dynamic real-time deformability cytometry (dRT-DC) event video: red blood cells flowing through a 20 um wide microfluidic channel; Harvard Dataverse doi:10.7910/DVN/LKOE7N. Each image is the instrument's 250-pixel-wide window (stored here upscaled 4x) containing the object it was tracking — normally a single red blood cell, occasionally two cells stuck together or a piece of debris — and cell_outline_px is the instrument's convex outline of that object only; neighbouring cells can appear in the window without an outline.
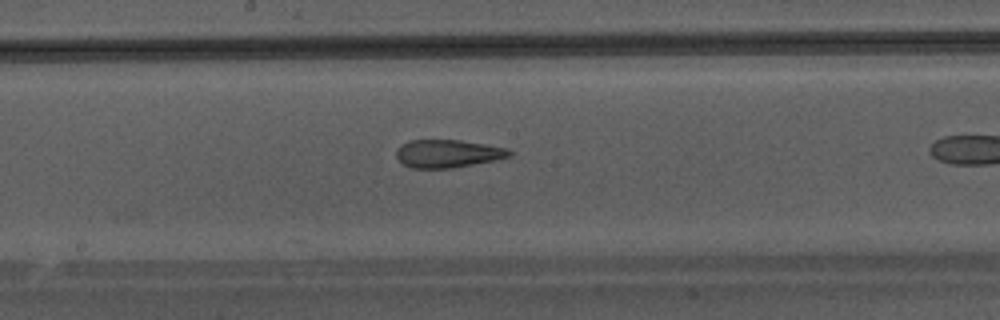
{"species": "Egyptian fruit bat (a non-hibernating species)", "species_latin": "Rousettus aegyptiacus", "temperature_condition": "warm", "stored_images_in_passage": 21, "camera_frame_rate_fps": 3000, "um_per_image_px": 0.085, "animal": {"sex": "male"}, "frame": {"image": 1, "passage_image": 11, "time_ms": 3.333, "image_size_px": [1000, 320], "cell_outline_px": [[512, 156], [452, 168], [412, 168], [404, 164], [396, 156], [396, 148], [400, 144], [408, 140], [460, 140], [508, 148], [512, 152]], "centroid_in_image_um": [38.03, 13.04], "position_along_channel_um": 210.2, "area_um2": 18.32}}